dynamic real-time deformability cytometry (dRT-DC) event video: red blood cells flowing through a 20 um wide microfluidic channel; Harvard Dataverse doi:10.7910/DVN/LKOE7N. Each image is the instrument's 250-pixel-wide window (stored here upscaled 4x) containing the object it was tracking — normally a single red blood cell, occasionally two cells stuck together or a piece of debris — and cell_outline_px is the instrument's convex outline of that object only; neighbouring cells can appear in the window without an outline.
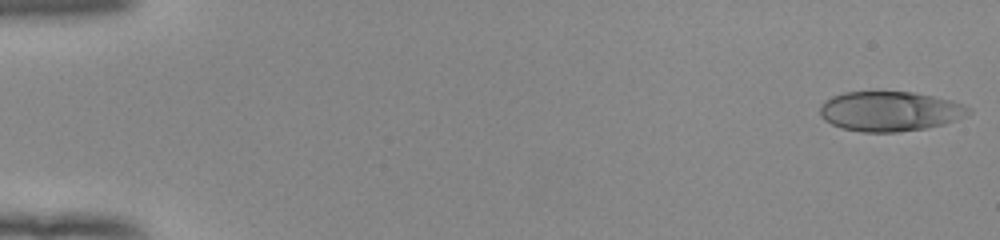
{"species": "human", "species_latin": "Homo sapiens", "temperature_condition": "room temperature", "stored_images_in_passage": 52, "camera_frame_rate_fps": 3000, "um_per_image_px": 0.085, "donor": {"sex": "female"}, "frame": {"image": 1, "passage_image": 1, "time_ms": 0.0, "image_size_px": [1000, 240], "cell_outline_px": [[972, 112], [964, 116], [944, 124], [924, 128], [896, 132], [864, 132], [840, 128], [824, 120], [820, 116], [820, 104], [824, 100], [832, 96], [844, 92], [912, 92], [952, 100], [972, 108]], "centroid_in_image_um": [75.61, 9.46], "position_along_channel_um": 9.4, "area_um2": 34.51}}
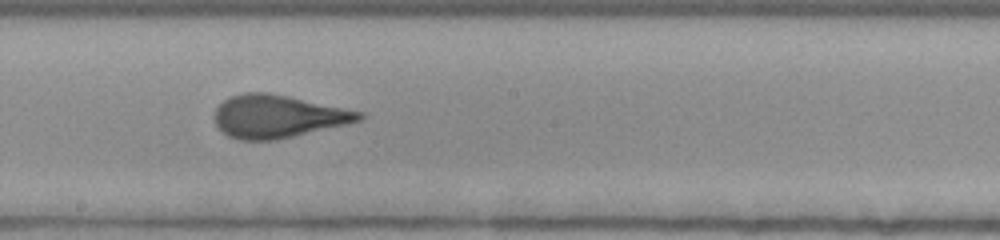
{"frame": {"image": 2, "passage_image": 30, "time_ms": 9.667, "image_size_px": [1000, 240], "cell_outline_px": [[364, 116], [360, 120], [348, 124], [276, 140], [240, 140], [228, 136], [216, 124], [216, 108], [224, 100], [232, 96], [244, 92], [268, 92], [288, 96], [364, 112]], "centroid_in_image_um": [23.63, 9.89], "position_along_channel_um": 224.6, "area_um2": 35.84}}
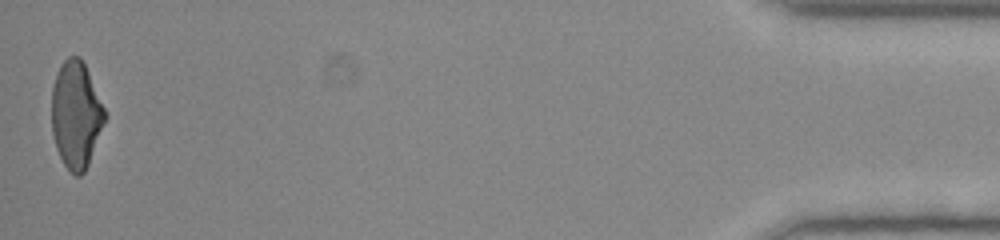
{"frame": {"image": 3, "passage_image": 52, "time_ms": 17.0, "image_size_px": [1000, 240], "cell_outline_px": [[108, 116], [88, 164], [84, 172], [80, 176], [76, 176], [64, 164], [56, 148], [52, 132], [52, 84], [60, 64], [68, 56], [80, 56], [84, 64]], "centroid_in_image_um": [6.46, 9.75], "position_along_channel_um": 428.7, "area_um2": 33.06}, "authors_computed_cell_mechanics": {"area_um2": 35.3447, "velocity_mm_per_s": 3.9456, "shape_relaxation_time_tau1_ms": 6.0118, "shape_relaxation_time_tau2_ms": 0.611, "deformation_change_tau1": 0.1883, "deformation_change_tau2": 0.0804}}